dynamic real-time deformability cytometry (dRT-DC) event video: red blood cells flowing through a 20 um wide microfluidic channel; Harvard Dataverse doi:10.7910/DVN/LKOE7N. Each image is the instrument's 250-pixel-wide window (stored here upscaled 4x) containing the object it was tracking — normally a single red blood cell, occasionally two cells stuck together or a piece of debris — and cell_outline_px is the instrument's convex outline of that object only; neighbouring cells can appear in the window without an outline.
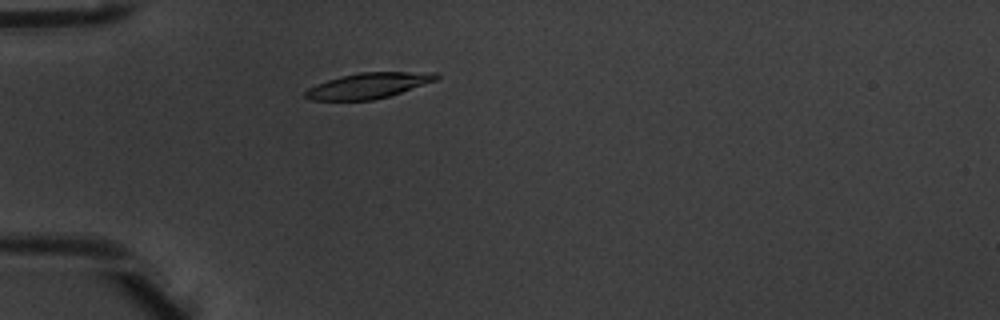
{"species": "common noctule bat (a hibernating species)", "species_latin": "Nyctalus noctula", "temperature_condition": "warm", "stored_images_in_passage": 1, "camera_frame_rate_fps": 3000, "um_per_image_px": 0.085, "animal": {"sex": "male", "body_mass_g": 20.1, "forearm_length_mm": 53.5}, "frame": {"image": 1, "passage_image": 1, "time_ms": 0.0, "image_size_px": [1000, 320], "cell_outline_px": [[440, 76], [436, 80], [388, 96], [372, 100], [312, 100], [304, 96], [304, 92], [308, 88], [316, 84], [340, 76], [360, 72], [436, 72]], "centroid_in_image_um": [31.29, 7.27], "position_along_channel_um": 53.7, "area_um2": 19.31}}